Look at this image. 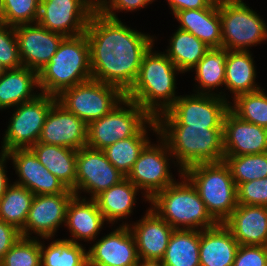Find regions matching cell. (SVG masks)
Returning a JSON list of instances; mask_svg holds the SVG:
<instances>
[{
  "mask_svg": "<svg viewBox=\"0 0 267 266\" xmlns=\"http://www.w3.org/2000/svg\"><path fill=\"white\" fill-rule=\"evenodd\" d=\"M90 47L92 79L118 87L126 94L134 85L153 38L97 10L85 31Z\"/></svg>",
  "mask_w": 267,
  "mask_h": 266,
  "instance_id": "1",
  "label": "cell"
},
{
  "mask_svg": "<svg viewBox=\"0 0 267 266\" xmlns=\"http://www.w3.org/2000/svg\"><path fill=\"white\" fill-rule=\"evenodd\" d=\"M152 51L151 46L142 59L134 85L125 97L156 118L179 98L175 96V72L180 70L165 53Z\"/></svg>",
  "mask_w": 267,
  "mask_h": 266,
  "instance_id": "2",
  "label": "cell"
},
{
  "mask_svg": "<svg viewBox=\"0 0 267 266\" xmlns=\"http://www.w3.org/2000/svg\"><path fill=\"white\" fill-rule=\"evenodd\" d=\"M91 79L90 47L85 33L65 37L49 63L38 72L41 93L55 97Z\"/></svg>",
  "mask_w": 267,
  "mask_h": 266,
  "instance_id": "3",
  "label": "cell"
},
{
  "mask_svg": "<svg viewBox=\"0 0 267 266\" xmlns=\"http://www.w3.org/2000/svg\"><path fill=\"white\" fill-rule=\"evenodd\" d=\"M171 154L180 164L179 173L190 166L224 160L223 128L157 125Z\"/></svg>",
  "mask_w": 267,
  "mask_h": 266,
  "instance_id": "4",
  "label": "cell"
},
{
  "mask_svg": "<svg viewBox=\"0 0 267 266\" xmlns=\"http://www.w3.org/2000/svg\"><path fill=\"white\" fill-rule=\"evenodd\" d=\"M180 176L184 181H175L149 200L154 206L151 208L174 229L198 230L200 226L201 231L217 225L196 188L185 176Z\"/></svg>",
  "mask_w": 267,
  "mask_h": 266,
  "instance_id": "5",
  "label": "cell"
},
{
  "mask_svg": "<svg viewBox=\"0 0 267 266\" xmlns=\"http://www.w3.org/2000/svg\"><path fill=\"white\" fill-rule=\"evenodd\" d=\"M182 175L196 188L207 211L218 223H223L237 207V186L224 160L190 166Z\"/></svg>",
  "mask_w": 267,
  "mask_h": 266,
  "instance_id": "6",
  "label": "cell"
},
{
  "mask_svg": "<svg viewBox=\"0 0 267 266\" xmlns=\"http://www.w3.org/2000/svg\"><path fill=\"white\" fill-rule=\"evenodd\" d=\"M145 124L151 126L154 132H158L155 118L125 97L107 115L88 124L86 146L103 150L118 140L134 136Z\"/></svg>",
  "mask_w": 267,
  "mask_h": 266,
  "instance_id": "7",
  "label": "cell"
},
{
  "mask_svg": "<svg viewBox=\"0 0 267 266\" xmlns=\"http://www.w3.org/2000/svg\"><path fill=\"white\" fill-rule=\"evenodd\" d=\"M219 94L179 96L174 104L155 120L157 125H189L190 127L223 128L229 102Z\"/></svg>",
  "mask_w": 267,
  "mask_h": 266,
  "instance_id": "8",
  "label": "cell"
},
{
  "mask_svg": "<svg viewBox=\"0 0 267 266\" xmlns=\"http://www.w3.org/2000/svg\"><path fill=\"white\" fill-rule=\"evenodd\" d=\"M56 98L67 111L88 125L107 115L125 94L116 86L91 79L63 90Z\"/></svg>",
  "mask_w": 267,
  "mask_h": 266,
  "instance_id": "9",
  "label": "cell"
},
{
  "mask_svg": "<svg viewBox=\"0 0 267 266\" xmlns=\"http://www.w3.org/2000/svg\"><path fill=\"white\" fill-rule=\"evenodd\" d=\"M222 48L247 51L267 40V26L244 2L219 1Z\"/></svg>",
  "mask_w": 267,
  "mask_h": 266,
  "instance_id": "10",
  "label": "cell"
},
{
  "mask_svg": "<svg viewBox=\"0 0 267 266\" xmlns=\"http://www.w3.org/2000/svg\"><path fill=\"white\" fill-rule=\"evenodd\" d=\"M56 101L55 96L39 93L35 99L18 105L5 132L1 151L27 149L36 144L47 113Z\"/></svg>",
  "mask_w": 267,
  "mask_h": 266,
  "instance_id": "11",
  "label": "cell"
},
{
  "mask_svg": "<svg viewBox=\"0 0 267 266\" xmlns=\"http://www.w3.org/2000/svg\"><path fill=\"white\" fill-rule=\"evenodd\" d=\"M95 11L96 0H40L37 23L64 37L79 36Z\"/></svg>",
  "mask_w": 267,
  "mask_h": 266,
  "instance_id": "12",
  "label": "cell"
},
{
  "mask_svg": "<svg viewBox=\"0 0 267 266\" xmlns=\"http://www.w3.org/2000/svg\"><path fill=\"white\" fill-rule=\"evenodd\" d=\"M160 143V146H151L149 142L127 176L138 189L146 192L144 197L147 201L175 182L169 173L168 155L171 157V152L163 139Z\"/></svg>",
  "mask_w": 267,
  "mask_h": 266,
  "instance_id": "13",
  "label": "cell"
},
{
  "mask_svg": "<svg viewBox=\"0 0 267 266\" xmlns=\"http://www.w3.org/2000/svg\"><path fill=\"white\" fill-rule=\"evenodd\" d=\"M125 178L107 159L103 150L88 146L77 150L75 196H79L78 190L83 189L91 193V199H94Z\"/></svg>",
  "mask_w": 267,
  "mask_h": 266,
  "instance_id": "14",
  "label": "cell"
},
{
  "mask_svg": "<svg viewBox=\"0 0 267 266\" xmlns=\"http://www.w3.org/2000/svg\"><path fill=\"white\" fill-rule=\"evenodd\" d=\"M74 196L70 189L61 194L35 195L26 223L20 231L21 237L31 238V230L42 239L52 238L60 224L65 223L67 207Z\"/></svg>",
  "mask_w": 267,
  "mask_h": 266,
  "instance_id": "15",
  "label": "cell"
},
{
  "mask_svg": "<svg viewBox=\"0 0 267 266\" xmlns=\"http://www.w3.org/2000/svg\"><path fill=\"white\" fill-rule=\"evenodd\" d=\"M21 24L14 27L22 65L39 72L65 38L40 26L38 23Z\"/></svg>",
  "mask_w": 267,
  "mask_h": 266,
  "instance_id": "16",
  "label": "cell"
},
{
  "mask_svg": "<svg viewBox=\"0 0 267 266\" xmlns=\"http://www.w3.org/2000/svg\"><path fill=\"white\" fill-rule=\"evenodd\" d=\"M88 125L57 101L47 113L38 142L79 150L87 144Z\"/></svg>",
  "mask_w": 267,
  "mask_h": 266,
  "instance_id": "17",
  "label": "cell"
},
{
  "mask_svg": "<svg viewBox=\"0 0 267 266\" xmlns=\"http://www.w3.org/2000/svg\"><path fill=\"white\" fill-rule=\"evenodd\" d=\"M88 266H136V240L128 224L102 237L87 252Z\"/></svg>",
  "mask_w": 267,
  "mask_h": 266,
  "instance_id": "18",
  "label": "cell"
},
{
  "mask_svg": "<svg viewBox=\"0 0 267 266\" xmlns=\"http://www.w3.org/2000/svg\"><path fill=\"white\" fill-rule=\"evenodd\" d=\"M224 156L267 152V128L246 122L230 109L223 119Z\"/></svg>",
  "mask_w": 267,
  "mask_h": 266,
  "instance_id": "19",
  "label": "cell"
},
{
  "mask_svg": "<svg viewBox=\"0 0 267 266\" xmlns=\"http://www.w3.org/2000/svg\"><path fill=\"white\" fill-rule=\"evenodd\" d=\"M13 160L19 181L15 184L26 187L34 195L61 194L68 188L53 175L30 149H14L7 152Z\"/></svg>",
  "mask_w": 267,
  "mask_h": 266,
  "instance_id": "20",
  "label": "cell"
},
{
  "mask_svg": "<svg viewBox=\"0 0 267 266\" xmlns=\"http://www.w3.org/2000/svg\"><path fill=\"white\" fill-rule=\"evenodd\" d=\"M130 229L135 237L141 260H161L174 231V228L152 208Z\"/></svg>",
  "mask_w": 267,
  "mask_h": 266,
  "instance_id": "21",
  "label": "cell"
},
{
  "mask_svg": "<svg viewBox=\"0 0 267 266\" xmlns=\"http://www.w3.org/2000/svg\"><path fill=\"white\" fill-rule=\"evenodd\" d=\"M223 224L239 245L267 246V206L238 204Z\"/></svg>",
  "mask_w": 267,
  "mask_h": 266,
  "instance_id": "22",
  "label": "cell"
},
{
  "mask_svg": "<svg viewBox=\"0 0 267 266\" xmlns=\"http://www.w3.org/2000/svg\"><path fill=\"white\" fill-rule=\"evenodd\" d=\"M174 17L180 22L178 29L195 35L209 48H222L219 1H213L204 9L177 11Z\"/></svg>",
  "mask_w": 267,
  "mask_h": 266,
  "instance_id": "23",
  "label": "cell"
},
{
  "mask_svg": "<svg viewBox=\"0 0 267 266\" xmlns=\"http://www.w3.org/2000/svg\"><path fill=\"white\" fill-rule=\"evenodd\" d=\"M239 243L230 230L218 223L200 231V266H233Z\"/></svg>",
  "mask_w": 267,
  "mask_h": 266,
  "instance_id": "24",
  "label": "cell"
},
{
  "mask_svg": "<svg viewBox=\"0 0 267 266\" xmlns=\"http://www.w3.org/2000/svg\"><path fill=\"white\" fill-rule=\"evenodd\" d=\"M81 197L74 196L68 204L65 223L73 236L72 239H65L74 243L76 240H96L99 230L102 228L105 219L100 212L94 199L86 201Z\"/></svg>",
  "mask_w": 267,
  "mask_h": 266,
  "instance_id": "25",
  "label": "cell"
},
{
  "mask_svg": "<svg viewBox=\"0 0 267 266\" xmlns=\"http://www.w3.org/2000/svg\"><path fill=\"white\" fill-rule=\"evenodd\" d=\"M38 85V73L25 66L7 69L0 77V109L18 106L35 99L39 94H32Z\"/></svg>",
  "mask_w": 267,
  "mask_h": 266,
  "instance_id": "26",
  "label": "cell"
},
{
  "mask_svg": "<svg viewBox=\"0 0 267 266\" xmlns=\"http://www.w3.org/2000/svg\"><path fill=\"white\" fill-rule=\"evenodd\" d=\"M30 149L40 163L75 193L77 150L40 142Z\"/></svg>",
  "mask_w": 267,
  "mask_h": 266,
  "instance_id": "27",
  "label": "cell"
},
{
  "mask_svg": "<svg viewBox=\"0 0 267 266\" xmlns=\"http://www.w3.org/2000/svg\"><path fill=\"white\" fill-rule=\"evenodd\" d=\"M251 56L249 50H228L224 85L234 94V99L260 89L255 84L256 71Z\"/></svg>",
  "mask_w": 267,
  "mask_h": 266,
  "instance_id": "28",
  "label": "cell"
},
{
  "mask_svg": "<svg viewBox=\"0 0 267 266\" xmlns=\"http://www.w3.org/2000/svg\"><path fill=\"white\" fill-rule=\"evenodd\" d=\"M138 188L126 177L120 183L102 191L94 200L105 221L125 219L132 213Z\"/></svg>",
  "mask_w": 267,
  "mask_h": 266,
  "instance_id": "29",
  "label": "cell"
},
{
  "mask_svg": "<svg viewBox=\"0 0 267 266\" xmlns=\"http://www.w3.org/2000/svg\"><path fill=\"white\" fill-rule=\"evenodd\" d=\"M200 230L174 229L161 261L165 266H200Z\"/></svg>",
  "mask_w": 267,
  "mask_h": 266,
  "instance_id": "30",
  "label": "cell"
},
{
  "mask_svg": "<svg viewBox=\"0 0 267 266\" xmlns=\"http://www.w3.org/2000/svg\"><path fill=\"white\" fill-rule=\"evenodd\" d=\"M170 40L166 55L182 73L193 69L210 49L195 35L181 29H177Z\"/></svg>",
  "mask_w": 267,
  "mask_h": 266,
  "instance_id": "31",
  "label": "cell"
},
{
  "mask_svg": "<svg viewBox=\"0 0 267 266\" xmlns=\"http://www.w3.org/2000/svg\"><path fill=\"white\" fill-rule=\"evenodd\" d=\"M34 194L26 187L11 184L0 198V220L21 231L26 223Z\"/></svg>",
  "mask_w": 267,
  "mask_h": 266,
  "instance_id": "32",
  "label": "cell"
},
{
  "mask_svg": "<svg viewBox=\"0 0 267 266\" xmlns=\"http://www.w3.org/2000/svg\"><path fill=\"white\" fill-rule=\"evenodd\" d=\"M146 127L144 125L134 136L118 140L103 149L107 159L126 177L131 172L144 147L149 143V138H146Z\"/></svg>",
  "mask_w": 267,
  "mask_h": 266,
  "instance_id": "33",
  "label": "cell"
},
{
  "mask_svg": "<svg viewBox=\"0 0 267 266\" xmlns=\"http://www.w3.org/2000/svg\"><path fill=\"white\" fill-rule=\"evenodd\" d=\"M228 57V50L224 48H210L204 57L196 64L195 80L202 88L197 94H209L211 89L225 84V65ZM206 90L208 92H206ZM205 91V92H204Z\"/></svg>",
  "mask_w": 267,
  "mask_h": 266,
  "instance_id": "34",
  "label": "cell"
},
{
  "mask_svg": "<svg viewBox=\"0 0 267 266\" xmlns=\"http://www.w3.org/2000/svg\"><path fill=\"white\" fill-rule=\"evenodd\" d=\"M41 266H88L86 250L65 239L53 241L47 248L41 243Z\"/></svg>",
  "mask_w": 267,
  "mask_h": 266,
  "instance_id": "35",
  "label": "cell"
},
{
  "mask_svg": "<svg viewBox=\"0 0 267 266\" xmlns=\"http://www.w3.org/2000/svg\"><path fill=\"white\" fill-rule=\"evenodd\" d=\"M236 186L267 177V152L240 156H224Z\"/></svg>",
  "mask_w": 267,
  "mask_h": 266,
  "instance_id": "36",
  "label": "cell"
},
{
  "mask_svg": "<svg viewBox=\"0 0 267 266\" xmlns=\"http://www.w3.org/2000/svg\"><path fill=\"white\" fill-rule=\"evenodd\" d=\"M229 109L240 119L267 128V94L262 89L241 94Z\"/></svg>",
  "mask_w": 267,
  "mask_h": 266,
  "instance_id": "37",
  "label": "cell"
},
{
  "mask_svg": "<svg viewBox=\"0 0 267 266\" xmlns=\"http://www.w3.org/2000/svg\"><path fill=\"white\" fill-rule=\"evenodd\" d=\"M40 0H0V22L9 26L37 23Z\"/></svg>",
  "mask_w": 267,
  "mask_h": 266,
  "instance_id": "38",
  "label": "cell"
},
{
  "mask_svg": "<svg viewBox=\"0 0 267 266\" xmlns=\"http://www.w3.org/2000/svg\"><path fill=\"white\" fill-rule=\"evenodd\" d=\"M0 266H41V242L20 237L0 260Z\"/></svg>",
  "mask_w": 267,
  "mask_h": 266,
  "instance_id": "39",
  "label": "cell"
},
{
  "mask_svg": "<svg viewBox=\"0 0 267 266\" xmlns=\"http://www.w3.org/2000/svg\"><path fill=\"white\" fill-rule=\"evenodd\" d=\"M0 62L7 69L23 66L19 55L15 29L13 26L2 22H0Z\"/></svg>",
  "mask_w": 267,
  "mask_h": 266,
  "instance_id": "40",
  "label": "cell"
},
{
  "mask_svg": "<svg viewBox=\"0 0 267 266\" xmlns=\"http://www.w3.org/2000/svg\"><path fill=\"white\" fill-rule=\"evenodd\" d=\"M238 204L267 206V177L237 185Z\"/></svg>",
  "mask_w": 267,
  "mask_h": 266,
  "instance_id": "41",
  "label": "cell"
},
{
  "mask_svg": "<svg viewBox=\"0 0 267 266\" xmlns=\"http://www.w3.org/2000/svg\"><path fill=\"white\" fill-rule=\"evenodd\" d=\"M233 266H267V246L239 245Z\"/></svg>",
  "mask_w": 267,
  "mask_h": 266,
  "instance_id": "42",
  "label": "cell"
},
{
  "mask_svg": "<svg viewBox=\"0 0 267 266\" xmlns=\"http://www.w3.org/2000/svg\"><path fill=\"white\" fill-rule=\"evenodd\" d=\"M154 0H96V10L102 15L118 19L113 10L119 11H133L139 8H144Z\"/></svg>",
  "mask_w": 267,
  "mask_h": 266,
  "instance_id": "43",
  "label": "cell"
},
{
  "mask_svg": "<svg viewBox=\"0 0 267 266\" xmlns=\"http://www.w3.org/2000/svg\"><path fill=\"white\" fill-rule=\"evenodd\" d=\"M20 237L21 234L19 230L0 220V260Z\"/></svg>",
  "mask_w": 267,
  "mask_h": 266,
  "instance_id": "44",
  "label": "cell"
},
{
  "mask_svg": "<svg viewBox=\"0 0 267 266\" xmlns=\"http://www.w3.org/2000/svg\"><path fill=\"white\" fill-rule=\"evenodd\" d=\"M173 14L181 10L204 9L215 0H167Z\"/></svg>",
  "mask_w": 267,
  "mask_h": 266,
  "instance_id": "45",
  "label": "cell"
},
{
  "mask_svg": "<svg viewBox=\"0 0 267 266\" xmlns=\"http://www.w3.org/2000/svg\"><path fill=\"white\" fill-rule=\"evenodd\" d=\"M7 159H9L7 152L2 151L0 155V198L3 196L6 191V188L9 186L8 178L4 169V163Z\"/></svg>",
  "mask_w": 267,
  "mask_h": 266,
  "instance_id": "46",
  "label": "cell"
},
{
  "mask_svg": "<svg viewBox=\"0 0 267 266\" xmlns=\"http://www.w3.org/2000/svg\"><path fill=\"white\" fill-rule=\"evenodd\" d=\"M142 262V263H141ZM136 266H165L161 260H144L139 259Z\"/></svg>",
  "mask_w": 267,
  "mask_h": 266,
  "instance_id": "47",
  "label": "cell"
},
{
  "mask_svg": "<svg viewBox=\"0 0 267 266\" xmlns=\"http://www.w3.org/2000/svg\"><path fill=\"white\" fill-rule=\"evenodd\" d=\"M7 71V68L0 62V77Z\"/></svg>",
  "mask_w": 267,
  "mask_h": 266,
  "instance_id": "48",
  "label": "cell"
},
{
  "mask_svg": "<svg viewBox=\"0 0 267 266\" xmlns=\"http://www.w3.org/2000/svg\"><path fill=\"white\" fill-rule=\"evenodd\" d=\"M229 2H242V0H227Z\"/></svg>",
  "mask_w": 267,
  "mask_h": 266,
  "instance_id": "49",
  "label": "cell"
}]
</instances>
